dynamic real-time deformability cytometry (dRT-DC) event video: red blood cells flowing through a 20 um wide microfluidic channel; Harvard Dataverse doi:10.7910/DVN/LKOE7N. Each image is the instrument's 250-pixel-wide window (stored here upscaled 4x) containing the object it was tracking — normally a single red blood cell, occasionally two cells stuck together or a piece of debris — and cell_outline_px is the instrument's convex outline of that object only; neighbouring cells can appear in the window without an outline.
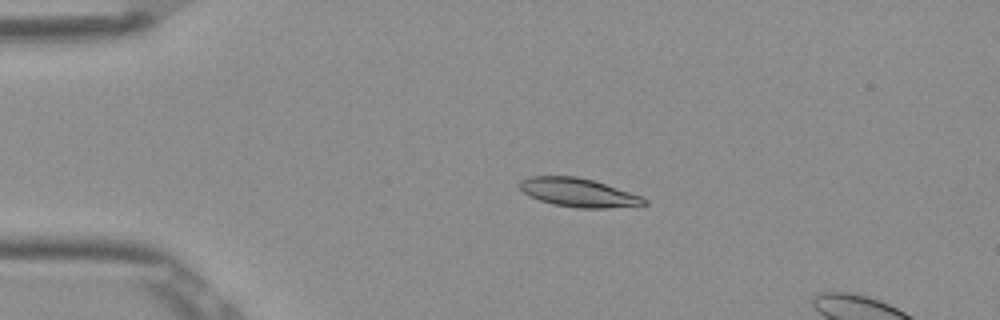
{"species": "Egyptian fruit bat (a non-hibernating species)", "species_latin": "Rousettus aegyptiacus", "temperature_condition": "room temperature", "stored_images_in_passage": 7, "camera_frame_rate_fps": 3000, "um_per_image_px": 0.085, "frame": {"image": 1, "passage_image": 2, "time_ms": 0.333, "image_size_px": [1000, 320], "cell_outline_px": [[648, 204], [608, 208], [576, 208], [556, 204], [540, 200], [524, 192], [520, 188], [520, 180], [532, 176], [576, 176], [592, 180], [640, 196], [648, 200]], "centroid_in_image_um": [49.16, 16.37], "position_along_channel_um": 35.8, "area_um2": 20.29}}